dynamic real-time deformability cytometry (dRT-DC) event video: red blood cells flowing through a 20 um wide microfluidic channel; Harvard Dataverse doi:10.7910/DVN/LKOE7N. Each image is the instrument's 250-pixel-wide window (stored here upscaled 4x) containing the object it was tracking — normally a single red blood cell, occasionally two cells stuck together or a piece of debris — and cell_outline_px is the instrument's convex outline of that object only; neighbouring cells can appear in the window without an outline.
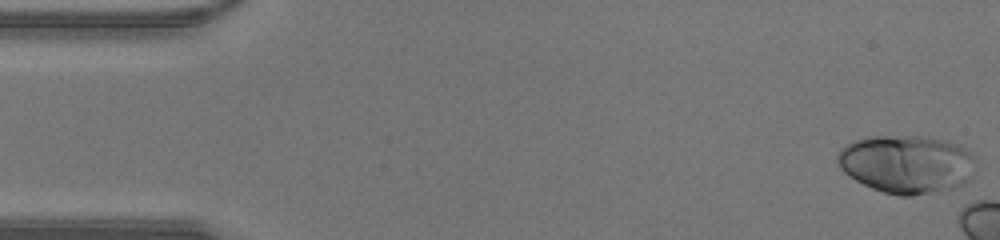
{"species": "human", "species_latin": "Homo sapiens", "temperature_condition": "warm", "stored_images_in_passage": 10, "camera_frame_rate_fps": 3000, "um_per_image_px": 0.085, "donor": {"sex": "male"}, "frame": {"image": 1, "passage_image": 1, "time_ms": 0.0, "image_size_px": [1000, 240], "cell_outline_px": [[976, 160], [972, 176], [964, 184], [952, 188], [912, 196], [900, 196], [884, 192], [872, 188], [856, 180], [844, 172], [840, 168], [836, 160], [836, 156], [840, 148], [852, 140], [868, 136], [920, 136], [948, 140], [960, 144], [972, 152], [976, 156]], "centroid_in_image_um": [77.08, 13.92], "position_along_channel_um": 7.9, "area_um2": 47.51}}